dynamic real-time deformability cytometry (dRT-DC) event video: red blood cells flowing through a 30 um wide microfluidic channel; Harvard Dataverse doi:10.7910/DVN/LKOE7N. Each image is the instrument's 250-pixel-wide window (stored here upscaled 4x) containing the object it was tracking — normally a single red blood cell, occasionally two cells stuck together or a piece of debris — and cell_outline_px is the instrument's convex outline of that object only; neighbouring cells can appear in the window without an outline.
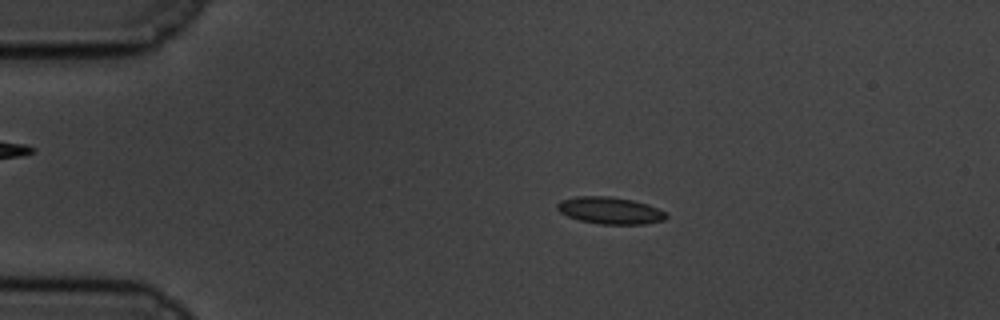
{"species": "common noctule bat (a hibernating species)", "species_latin": "Nyctalus noctula", "temperature_condition": "cold", "stored_images_in_passage": 59, "camera_frame_rate_fps": 3000, "um_per_image_px": 0.085, "animal": {"sex": "male", "body_mass_g": 19.5, "forearm_length_mm": 54.6}, "frame": {"image": 1, "passage_image": 12, "time_ms": 3.667, "image_size_px": [1000, 320], "cell_outline_px": [[668, 216], [664, 220], [644, 224], [600, 224], [580, 220], [568, 216], [560, 212], [556, 208], [556, 204], [560, 200], [576, 196], [612, 196], [632, 200], [648, 204], [668, 212]], "centroid_in_image_um": [51.87, 17.88], "position_along_channel_um": 33.1, "area_um2": 17.28}}
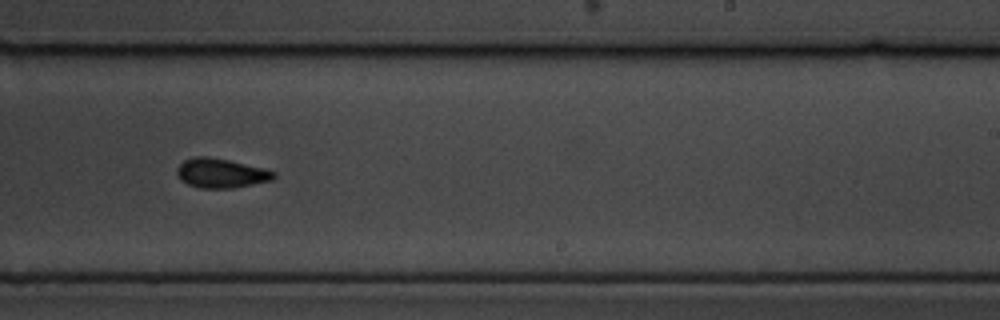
{"frame": {"image": 2, "passage_image": 37, "time_ms": 12.0, "image_size_px": [1000, 320], "cell_outline_px": [[276, 176], [272, 180], [232, 188], [200, 188], [188, 184], [180, 180], [176, 172], [176, 168], [184, 160], [196, 156], [208, 156], [228, 160], [264, 168], [276, 172]], "centroid_in_image_um": [18.77, 14.71], "position_along_channel_um": 270.2, "area_um2": 16.59}}
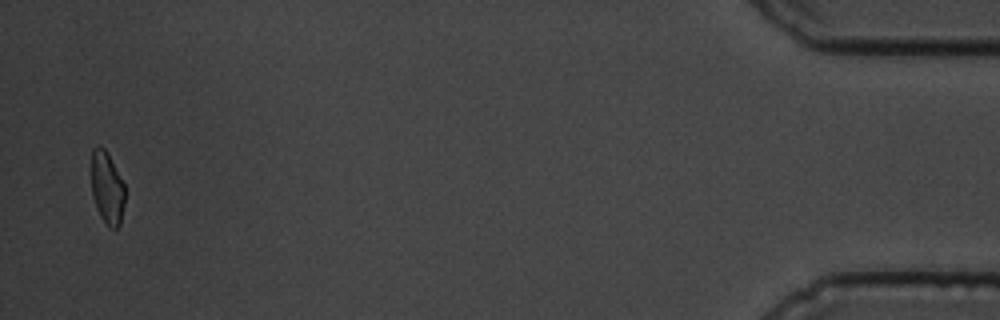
{"frame": {"image": 3, "passage_image": 58, "time_ms": 19.0, "image_size_px": [1000, 320], "cell_outline_px": [[124, 204], [120, 224], [116, 228], [108, 228], [100, 216], [96, 208], [92, 196], [92, 148], [100, 144], [108, 152], [124, 184]], "centroid_in_image_um": [9.1, 15.96], "position_along_channel_um": 426.1, "area_um2": 14.28}, "authors_computed_cell_mechanics": {"area_um2": 16.1262, "velocity_mm_per_s": 3.4086, "shape_relaxation_time_tau1_ms": 6.8049, "shape_relaxation_time_tau2_ms": 2.774, "deformation_change_tau1": 0.1373, "deformation_change_tau2": 0.0736}}